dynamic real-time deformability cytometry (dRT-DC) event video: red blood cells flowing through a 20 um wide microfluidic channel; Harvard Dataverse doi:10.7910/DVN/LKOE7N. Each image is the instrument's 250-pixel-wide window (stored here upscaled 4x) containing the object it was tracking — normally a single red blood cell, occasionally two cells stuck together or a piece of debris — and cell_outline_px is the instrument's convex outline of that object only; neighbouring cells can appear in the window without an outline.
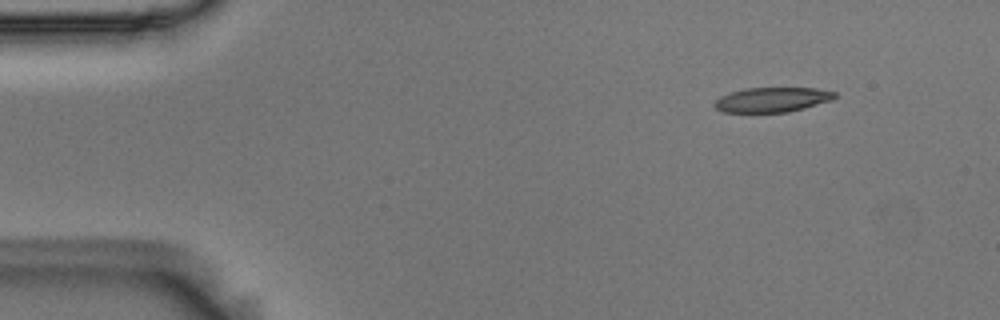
{"species": "Egyptian fruit bat (a non-hibernating species)", "species_latin": "Rousettus aegyptiacus", "temperature_condition": "room temperature", "stored_images_in_passage": 8, "camera_frame_rate_fps": 3000, "um_per_image_px": 0.085, "animal": {"sex": "male"}, "frame": {"image": 1, "passage_image": 1, "time_ms": 0.0, "image_size_px": [1000, 320], "cell_outline_px": [[836, 96], [832, 100], [804, 108], [788, 112], [724, 112], [716, 108], [712, 104], [720, 96], [744, 88], [816, 88], [836, 92]], "centroid_in_image_um": [65.63, 8.47], "position_along_channel_um": 19.4, "area_um2": 17.28}}